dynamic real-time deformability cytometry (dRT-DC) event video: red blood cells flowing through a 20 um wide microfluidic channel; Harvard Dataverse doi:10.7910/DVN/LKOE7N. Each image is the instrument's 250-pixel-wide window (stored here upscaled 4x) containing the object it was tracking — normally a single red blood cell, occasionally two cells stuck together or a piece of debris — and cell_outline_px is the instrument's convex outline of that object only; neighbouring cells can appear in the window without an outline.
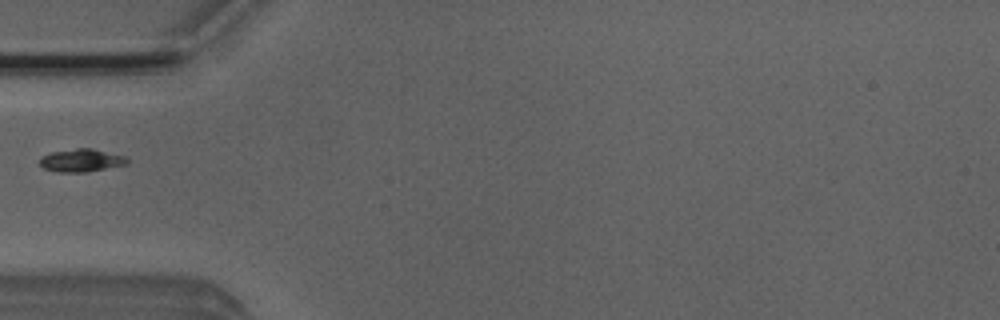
{"species": "Egyptian fruit bat (a non-hibernating species)", "species_latin": "Rousettus aegyptiacus", "temperature_condition": "room temperature", "stored_images_in_passage": 3, "camera_frame_rate_fps": 3000, "um_per_image_px": 0.085, "animal": {"sex": "male"}, "frame": {"image": 1, "passage_image": 1, "time_ms": 0.0, "image_size_px": [1000, 320], "cell_outline_px": [[128, 164], [84, 172], [60, 172], [44, 168], [40, 164], [40, 156], [52, 152], [76, 148], [92, 148], [124, 156], [128, 160]], "centroid_in_image_um": [6.9, 13.62], "position_along_channel_um": 78.1, "area_um2": 11.5}}